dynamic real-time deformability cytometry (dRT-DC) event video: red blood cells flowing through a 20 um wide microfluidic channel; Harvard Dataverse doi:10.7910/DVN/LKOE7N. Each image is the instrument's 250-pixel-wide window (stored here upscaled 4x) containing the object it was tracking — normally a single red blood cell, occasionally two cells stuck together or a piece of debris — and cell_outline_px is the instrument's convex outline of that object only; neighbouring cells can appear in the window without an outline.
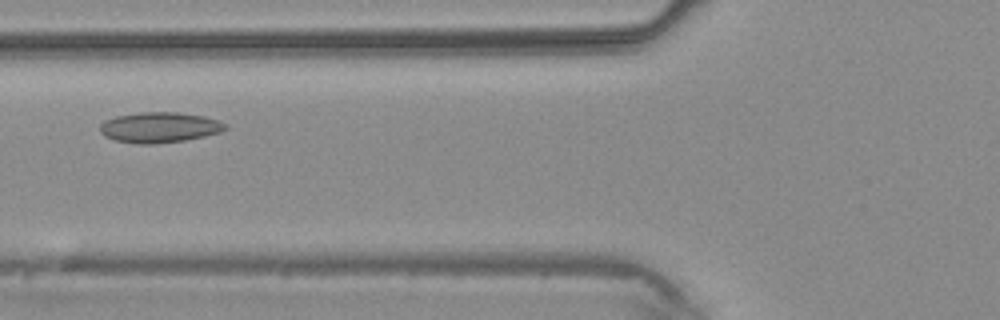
{"species": "common noctule bat (a hibernating species)", "species_latin": "Nyctalus noctula", "temperature_condition": "warm", "stored_images_in_passage": 2, "camera_frame_rate_fps": 3000, "um_per_image_px": 0.085, "animal": {"sex": "male", "body_mass_g": 20.4}, "frame": {"image": 1, "passage_image": 2, "time_ms": 1.0, "image_size_px": [1000, 320], "cell_outline_px": [[228, 128], [220, 132], [204, 136], [184, 140], [152, 144], [136, 144], [116, 140], [104, 136], [100, 132], [100, 124], [104, 120], [116, 116], [140, 112], [176, 112], [204, 116], [220, 120], [228, 124]], "centroid_in_image_um": [13.57, 10.82], "position_along_channel_um": 112.2, "area_um2": 22.37}}